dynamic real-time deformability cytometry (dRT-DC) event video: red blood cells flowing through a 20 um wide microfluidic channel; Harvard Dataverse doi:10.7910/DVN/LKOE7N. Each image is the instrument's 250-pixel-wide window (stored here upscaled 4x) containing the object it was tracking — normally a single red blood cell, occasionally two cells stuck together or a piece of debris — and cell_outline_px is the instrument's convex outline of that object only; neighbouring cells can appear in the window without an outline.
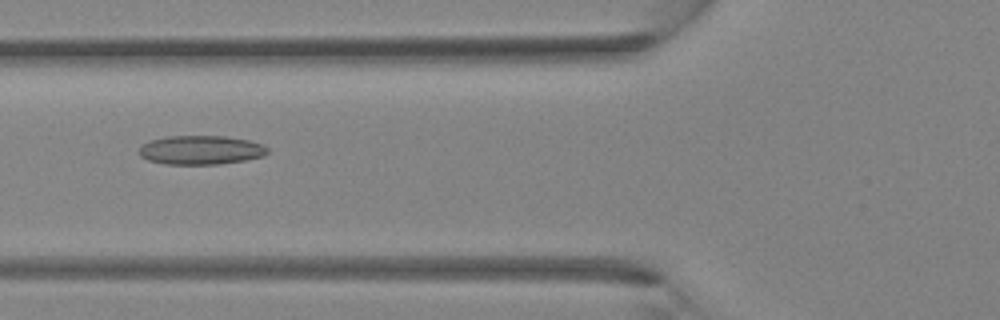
{"species": "Egyptian fruit bat (a non-hibernating species)", "species_latin": "Rousettus aegyptiacus", "temperature_condition": "room temperature", "stored_images_in_passage": 33, "camera_frame_rate_fps": 3000, "um_per_image_px": 0.085, "animal": {"sex": "female"}, "frame": {"image": 1, "passage_image": 9, "time_ms": 2.667, "image_size_px": [1000, 320], "cell_outline_px": [[268, 152], [264, 156], [244, 160], [220, 164], [164, 164], [148, 160], [140, 156], [140, 148], [144, 144], [152, 140], [168, 136], [224, 136], [248, 140], [264, 144], [268, 148]], "centroid_in_image_um": [17.11, 12.75], "position_along_channel_um": 108.7, "area_um2": 21.62}}
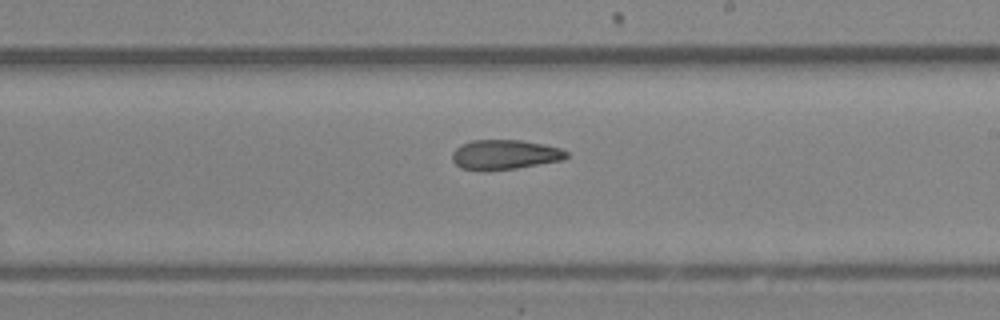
{"frame": {"image": 2, "passage_image": 17, "time_ms": 5.333, "image_size_px": [1000, 320], "cell_outline_px": [[568, 156], [564, 160], [516, 168], [484, 172], [460, 168], [452, 160], [452, 152], [456, 148], [472, 140], [520, 140], [544, 144], [560, 148], [568, 152]], "centroid_in_image_um": [42.9, 13.16], "position_along_channel_um": 246.1, "area_um2": 20.0}}
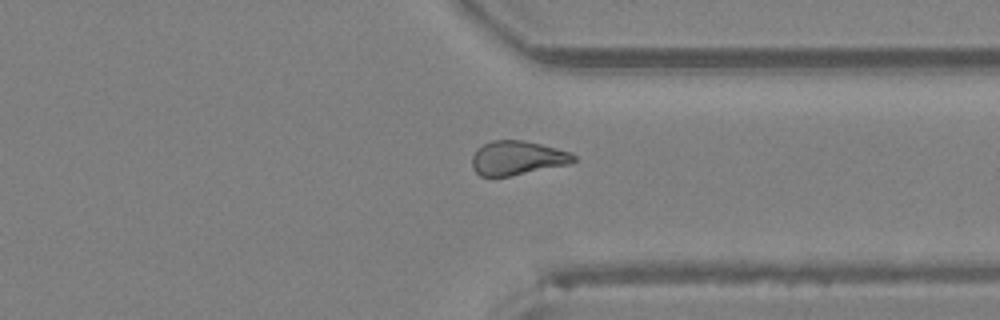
{"frame": {"image": 3, "passage_image": 24, "time_ms": 7.667, "image_size_px": [1000, 320], "cell_outline_px": [[576, 160], [568, 164], [508, 176], [480, 176], [472, 168], [472, 156], [476, 148], [492, 140], [524, 140], [556, 148], [568, 152], [576, 156]], "centroid_in_image_um": [43.92, 13.42], "position_along_channel_um": 367.5, "area_um2": 20.0}}